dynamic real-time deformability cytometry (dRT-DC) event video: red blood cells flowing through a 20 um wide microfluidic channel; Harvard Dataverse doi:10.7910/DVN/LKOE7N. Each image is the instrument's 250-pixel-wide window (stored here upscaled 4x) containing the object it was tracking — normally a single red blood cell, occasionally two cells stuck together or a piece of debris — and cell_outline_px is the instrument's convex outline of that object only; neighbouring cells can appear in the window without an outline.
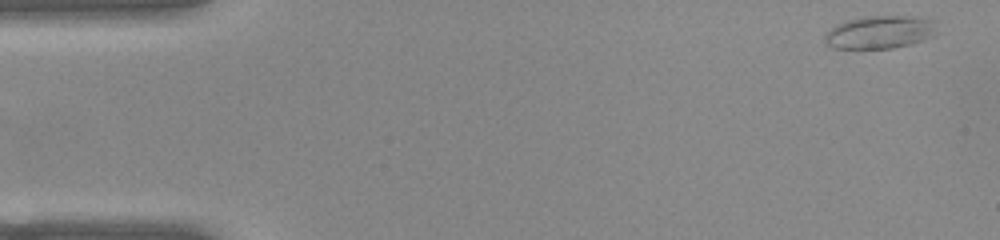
{"species": "common noctule bat (a hibernating species)", "species_latin": "Nyctalus noctula", "temperature_condition": "warm", "stored_images_in_passage": 51, "camera_frame_rate_fps": 3000, "um_per_image_px": 0.085, "animal": {"sex": "female", "body_mass_g": 22.0, "forearm_length_mm": 56.7}, "frame": {"image": 1, "passage_image": 1, "time_ms": 0.0, "image_size_px": [1000, 240], "cell_outline_px": [[936, 32], [932, 36], [912, 44], [892, 48], [832, 48], [824, 40], [824, 36], [836, 24], [848, 20], [868, 16], [908, 16], [932, 20]], "centroid_in_image_um": [74.76, 2.74], "position_along_channel_um": 10.2, "area_um2": 21.15}}
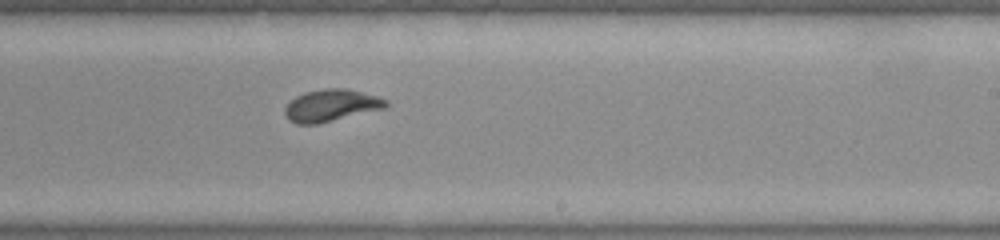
{"frame": {"image": 2, "passage_image": 30, "time_ms": 9.667, "image_size_px": [1000, 240], "cell_outline_px": [[388, 104], [384, 108], [316, 124], [296, 124], [288, 120], [284, 112], [284, 108], [296, 96], [304, 92], [324, 88], [348, 88], [376, 96], [388, 100]], "centroid_in_image_um": [28.12, 8.95], "position_along_channel_um": 260.9, "area_um2": 18.73}}
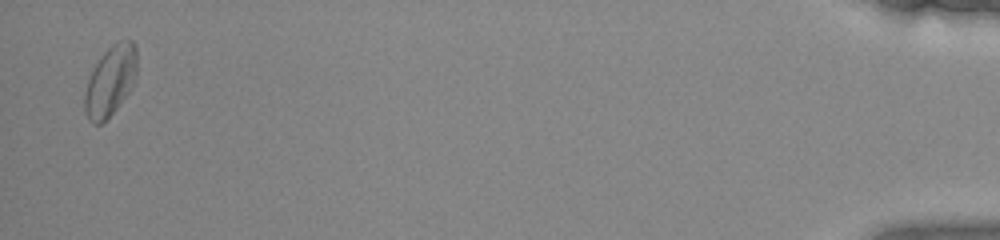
{"frame": {"image": 3, "passage_image": 50, "time_ms": 16.333, "image_size_px": [1000, 240], "cell_outline_px": [[136, 80], [128, 92], [116, 108], [100, 124], [92, 124], [88, 120], [84, 108], [84, 96], [88, 80], [96, 64], [104, 52], [112, 44], [120, 40], [132, 40], [136, 48]], "centroid_in_image_um": [9.38, 6.87], "position_along_channel_um": 425.8, "area_um2": 21.04}, "authors_computed_cell_mechanics": {"area_um2": 19.1896, "velocity_mm_per_s": 3.8869, "shape_relaxation_time_tau1_ms": 5.2006, "shape_relaxation_time_tau2_ms": 0.7632, "deformation_change_tau1": 0.16, "deformation_change_tau2": 0.0475}}